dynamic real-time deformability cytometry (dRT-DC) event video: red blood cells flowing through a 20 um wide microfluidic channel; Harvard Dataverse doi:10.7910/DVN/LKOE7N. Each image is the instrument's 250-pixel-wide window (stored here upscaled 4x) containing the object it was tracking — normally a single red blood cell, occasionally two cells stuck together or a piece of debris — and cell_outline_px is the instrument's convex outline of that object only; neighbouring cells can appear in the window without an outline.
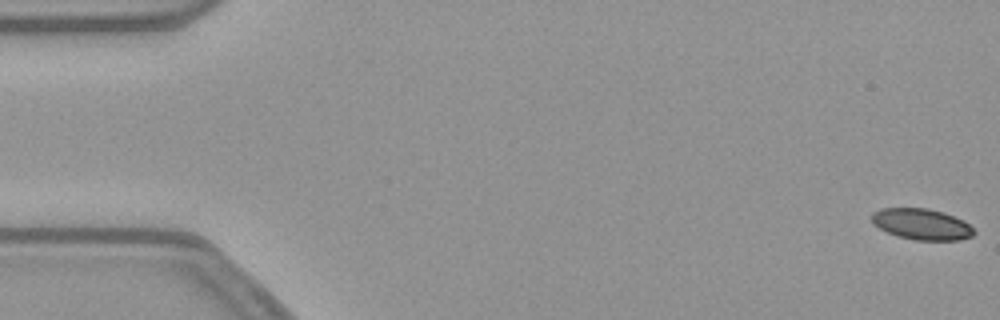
{"species": "common noctule bat (a hibernating species)", "species_latin": "Nyctalus noctula", "temperature_condition": "warm", "stored_images_in_passage": 55, "camera_frame_rate_fps": 3000, "um_per_image_px": 0.085, "animal": {"sex": "female", "body_mass_g": 21.9}, "frame": {"image": 1, "passage_image": 1, "time_ms": 0.0, "image_size_px": [1000, 320], "cell_outline_px": [[976, 232], [972, 236], [960, 240], [916, 240], [896, 236], [872, 224], [872, 212], [880, 208], [928, 208], [964, 220]], "centroid_in_image_um": [78.32, 19.06], "position_along_channel_um": 6.7, "area_um2": 18.44}}
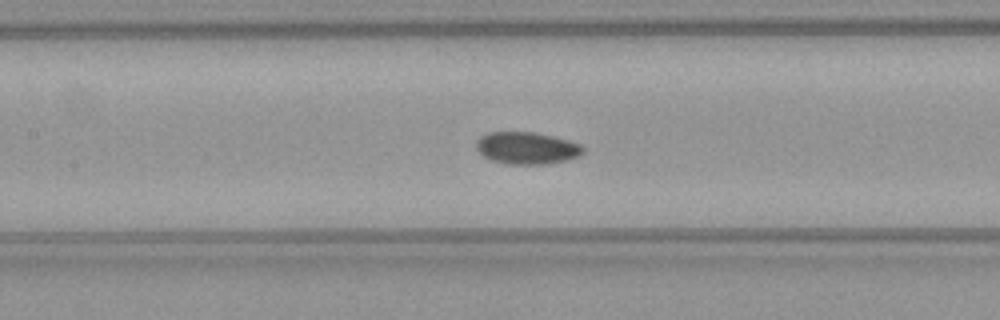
{"frame": {"image": 2, "passage_image": 25, "time_ms": 8.0, "image_size_px": [1000, 320], "cell_outline_px": [[584, 152], [580, 156], [568, 160], [548, 164], [508, 164], [492, 160], [484, 156], [476, 148], [476, 140], [480, 136], [488, 132], [536, 132], [568, 140], [580, 144], [584, 148]], "centroid_in_image_um": [44.79, 12.58], "position_along_channel_um": 162.6, "area_um2": 20.11}}
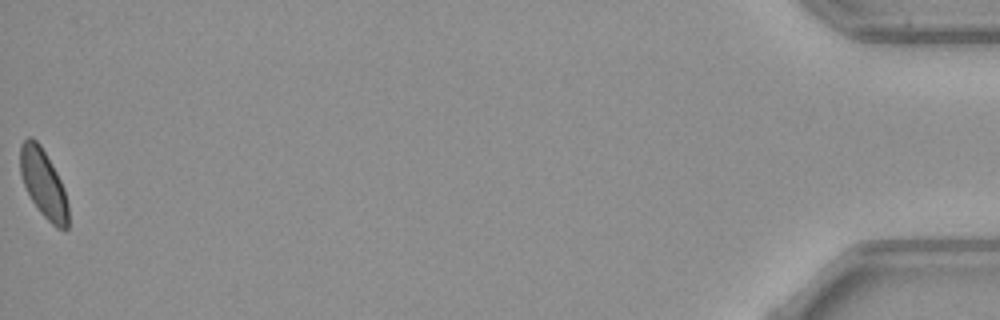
{"frame": {"image": 3, "passage_image": 55, "time_ms": 18.0, "image_size_px": [1000, 320], "cell_outline_px": [[68, 228], [64, 232], [56, 228], [40, 212], [32, 200], [24, 184], [20, 172], [20, 144], [28, 136], [32, 136], [40, 144], [56, 172], [64, 188], [68, 204]], "centroid_in_image_um": [3.7, 15.61], "position_along_channel_um": 431.5, "area_um2": 19.07}, "authors_computed_cell_mechanics": {"area_um2": 19.652, "velocity_mm_per_s": 3.7765, "shape_relaxation_time_tau1_ms": 4.9964, "shape_relaxation_time_tau2_ms": 3.0199, "deformation_change_tau1": 0.1091, "deformation_change_tau2": 0.0621}}